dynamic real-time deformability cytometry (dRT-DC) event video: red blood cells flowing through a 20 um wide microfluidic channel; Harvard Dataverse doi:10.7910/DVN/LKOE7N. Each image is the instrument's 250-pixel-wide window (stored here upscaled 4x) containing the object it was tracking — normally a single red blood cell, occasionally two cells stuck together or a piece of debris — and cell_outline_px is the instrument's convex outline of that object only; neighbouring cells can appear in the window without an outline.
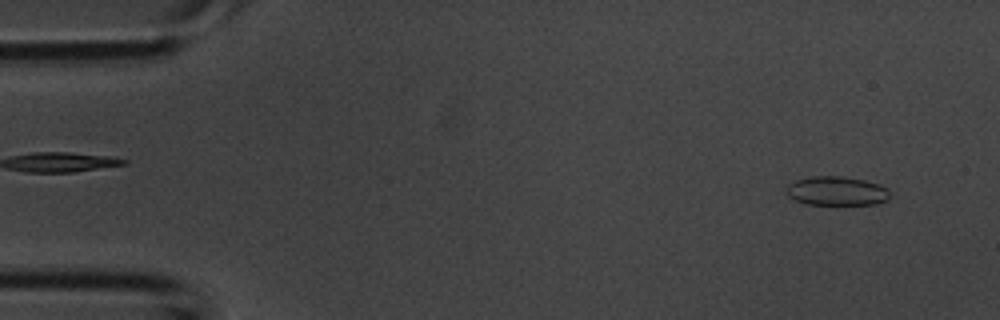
{"species": "common noctule bat (a hibernating species)", "species_latin": "Nyctalus noctula", "temperature_condition": "room temperature", "stored_images_in_passage": 3, "camera_frame_rate_fps": 3000, "um_per_image_px": 0.085, "animal": {"sex": "male", "body_mass_g": 20.1, "forearm_length_mm": 53.5}, "frame": {"image": 1, "passage_image": 1, "time_ms": 0.0, "image_size_px": [1000, 320], "cell_outline_px": [[888, 200], [876, 204], [808, 204], [796, 200], [788, 196], [784, 192], [788, 184], [796, 180], [812, 176], [844, 176], [864, 180], [880, 184], [888, 188]], "centroid_in_image_um": [71.1, 16.22], "position_along_channel_um": 13.9, "area_um2": 17.57}}
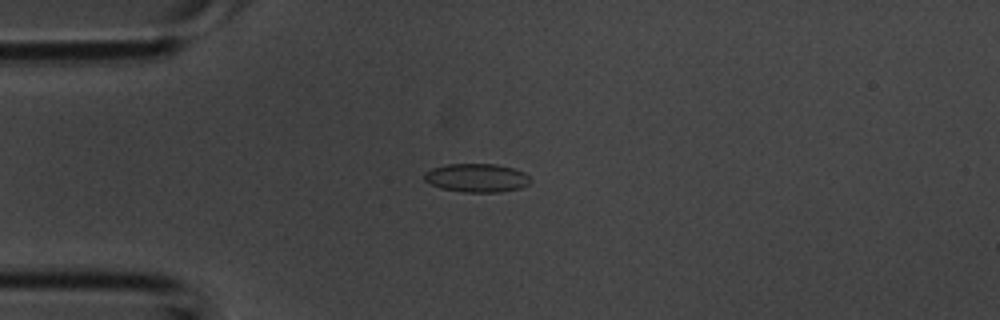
{"frame": {"image": 2, "passage_image": 3, "time_ms": 0.667, "image_size_px": [1000, 320], "cell_outline_px": [[532, 180], [528, 184], [520, 188], [500, 192], [464, 192], [440, 188], [424, 180], [424, 172], [432, 168], [448, 164], [496, 164], [512, 168], [524, 172]], "centroid_in_image_um": [40.52, 15.12], "position_along_channel_um": 44.5, "area_um2": 17.63}}